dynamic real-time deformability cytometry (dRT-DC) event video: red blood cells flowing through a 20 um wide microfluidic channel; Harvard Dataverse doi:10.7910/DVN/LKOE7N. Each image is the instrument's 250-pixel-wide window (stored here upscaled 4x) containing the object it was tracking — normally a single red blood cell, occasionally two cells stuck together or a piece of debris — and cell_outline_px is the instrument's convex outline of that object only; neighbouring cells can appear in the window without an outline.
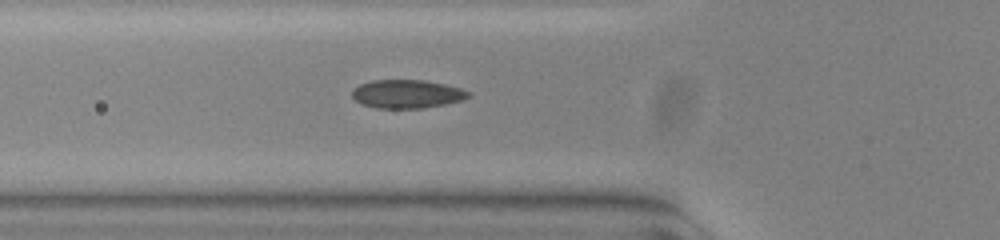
{"species": "common noctule bat (a hibernating species)", "species_latin": "Nyctalus noctula", "temperature_condition": "warm", "stored_images_in_passage": 36, "camera_frame_rate_fps": 3000, "um_per_image_px": 0.085, "animal": {"sex": "female", "body_mass_g": 23.0, "forearm_length_mm": 53.4}, "frame": {"image": 1, "passage_image": 2, "time_ms": 0.333, "image_size_px": [1000, 240], "cell_outline_px": [[472, 96], [464, 100], [424, 108], [376, 108], [360, 104], [352, 96], [352, 92], [360, 84], [372, 80], [424, 80], [444, 84], [460, 88], [472, 92]], "centroid_in_image_um": [34.63, 7.99], "position_along_channel_um": 91.2, "area_um2": 19.36}}
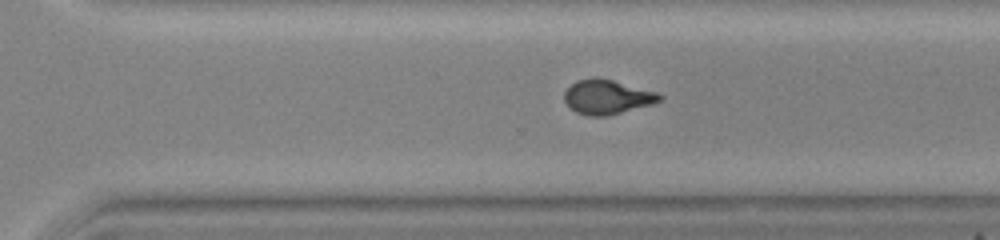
{"frame": {"image": 2, "passage_image": 20, "time_ms": 6.333, "image_size_px": [1000, 240], "cell_outline_px": [[664, 96], [660, 100], [652, 104], [608, 116], [588, 116], [576, 112], [564, 100], [564, 92], [576, 80], [592, 76], [596, 76], [612, 80], [656, 92]], "centroid_in_image_um": [51.59, 8.23], "position_along_channel_um": 319.0, "area_um2": 19.07}}
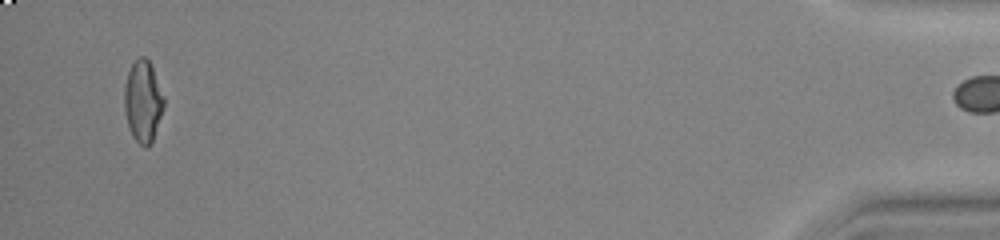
{"frame": {"image": 3, "passage_image": 35, "time_ms": 11.333, "image_size_px": [1000, 240], "cell_outline_px": [[164, 108], [152, 140], [144, 148], [132, 136], [128, 124], [124, 108], [124, 88], [128, 72], [132, 64], [140, 56], [144, 56], [152, 64], [164, 96]], "centroid_in_image_um": [12.16, 8.57], "position_along_channel_um": 423.0, "area_um2": 18.73}}